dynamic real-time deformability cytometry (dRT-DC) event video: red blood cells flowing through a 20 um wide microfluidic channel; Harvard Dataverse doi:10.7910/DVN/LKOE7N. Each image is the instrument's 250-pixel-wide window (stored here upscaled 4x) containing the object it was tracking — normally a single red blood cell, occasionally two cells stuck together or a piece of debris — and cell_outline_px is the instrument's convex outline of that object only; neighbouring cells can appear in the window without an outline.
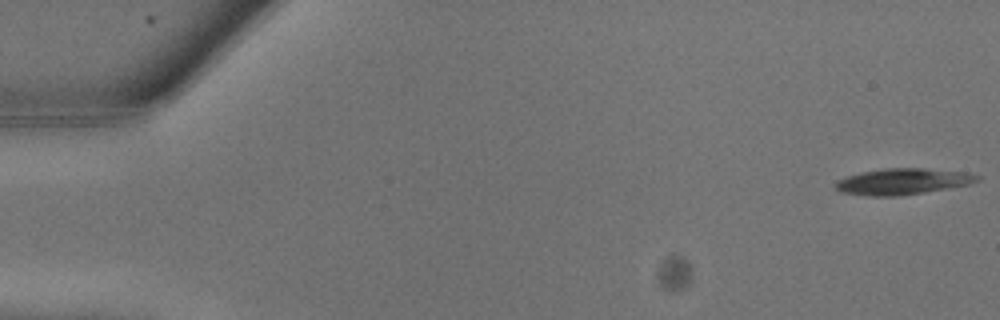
{"species": "common noctule bat (a hibernating species)", "species_latin": "Nyctalus noctula", "temperature_condition": "warm", "stored_images_in_passage": 8, "camera_frame_rate_fps": 3000, "um_per_image_px": 0.085, "animal": {"sex": "male", "body_mass_g": 13.3}, "frame": {"image": 1, "passage_image": 1, "time_ms": 0.0, "image_size_px": [1000, 320], "cell_outline_px": [[980, 180], [968, 184], [924, 192], [896, 196], [868, 196], [840, 192], [836, 188], [836, 180], [848, 176], [864, 172], [884, 168], [924, 168], [964, 172], [980, 176]], "centroid_in_image_um": [76.71, 15.42], "position_along_channel_um": 8.3, "area_um2": 21.27}}
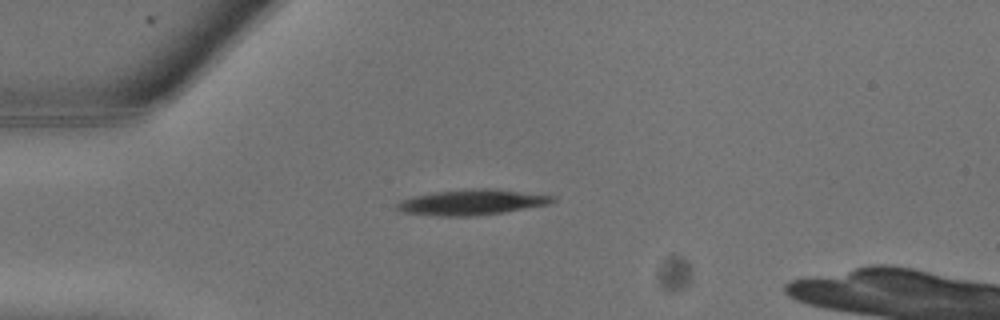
{"frame": {"image": 2, "passage_image": 7, "time_ms": 2.0, "image_size_px": [1000, 320], "cell_outline_px": [[556, 200], [548, 204], [504, 212], [472, 216], [440, 216], [404, 212], [396, 208], [396, 204], [404, 200], [416, 196], [436, 192], [484, 188], [556, 196]], "centroid_in_image_um": [40.14, 17.2], "position_along_channel_um": 44.9, "area_um2": 22.37}}